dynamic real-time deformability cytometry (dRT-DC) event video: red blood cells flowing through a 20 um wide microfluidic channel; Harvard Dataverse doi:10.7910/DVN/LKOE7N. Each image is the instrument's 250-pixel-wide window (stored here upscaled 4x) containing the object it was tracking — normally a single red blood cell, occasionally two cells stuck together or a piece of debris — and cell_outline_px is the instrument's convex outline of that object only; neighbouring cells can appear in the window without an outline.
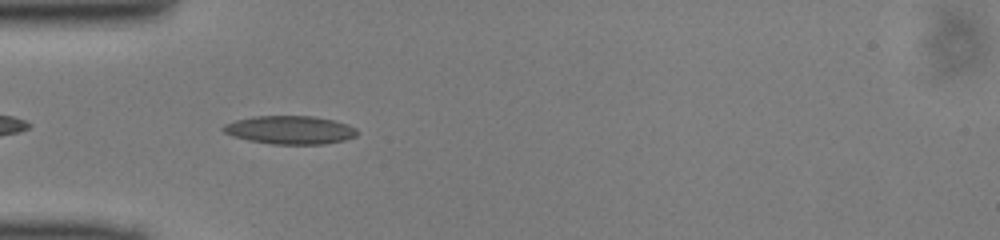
{"species": "common noctule bat (a hibernating species)", "species_latin": "Nyctalus noctula", "temperature_condition": "cold", "stored_images_in_passage": 17, "camera_frame_rate_fps": 3000, "um_per_image_px": 0.085, "animal": {"sex": "male", "body_mass_g": 13.0, "forearm_length_mm": 53.1}, "frame": {"image": 1, "passage_image": 3, "time_ms": 0.667, "image_size_px": [1000, 240], "cell_outline_px": [[356, 136], [344, 140], [324, 144], [272, 144], [248, 140], [232, 136], [224, 132], [220, 128], [224, 124], [236, 120], [252, 116], [312, 116], [332, 120], [348, 124], [356, 128]], "centroid_in_image_um": [24.62, 11.04], "position_along_channel_um": 60.4, "area_um2": 22.08}}